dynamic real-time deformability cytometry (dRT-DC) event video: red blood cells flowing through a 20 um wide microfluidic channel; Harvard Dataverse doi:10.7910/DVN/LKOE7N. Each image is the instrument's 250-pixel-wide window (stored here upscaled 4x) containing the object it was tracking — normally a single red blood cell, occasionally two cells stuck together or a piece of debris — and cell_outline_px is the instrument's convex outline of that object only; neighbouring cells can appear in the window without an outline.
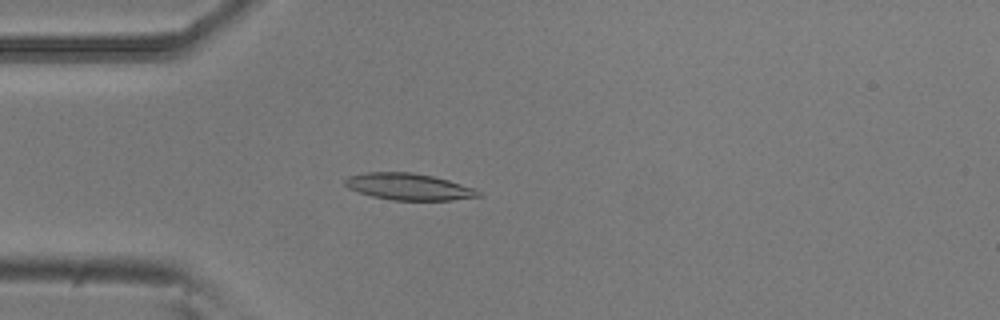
{"species": "common noctule bat (a hibernating species)", "species_latin": "Nyctalus noctula", "temperature_condition": "room temperature", "stored_images_in_passage": 3, "camera_frame_rate_fps": 3000, "um_per_image_px": 0.085, "animal": {"sex": "male", "body_mass_g": 20.5, "forearm_length_mm": 52.5}, "frame": {"image": 1, "passage_image": 3, "time_ms": 0.667, "image_size_px": [1000, 320], "cell_outline_px": [[484, 196], [452, 200], [392, 200], [372, 196], [348, 188], [344, 184], [344, 180], [348, 176], [368, 172], [412, 172], [432, 176], [448, 180], [476, 188]], "centroid_in_image_um": [34.77, 15.87], "position_along_channel_um": 50.2, "area_um2": 20.75}}